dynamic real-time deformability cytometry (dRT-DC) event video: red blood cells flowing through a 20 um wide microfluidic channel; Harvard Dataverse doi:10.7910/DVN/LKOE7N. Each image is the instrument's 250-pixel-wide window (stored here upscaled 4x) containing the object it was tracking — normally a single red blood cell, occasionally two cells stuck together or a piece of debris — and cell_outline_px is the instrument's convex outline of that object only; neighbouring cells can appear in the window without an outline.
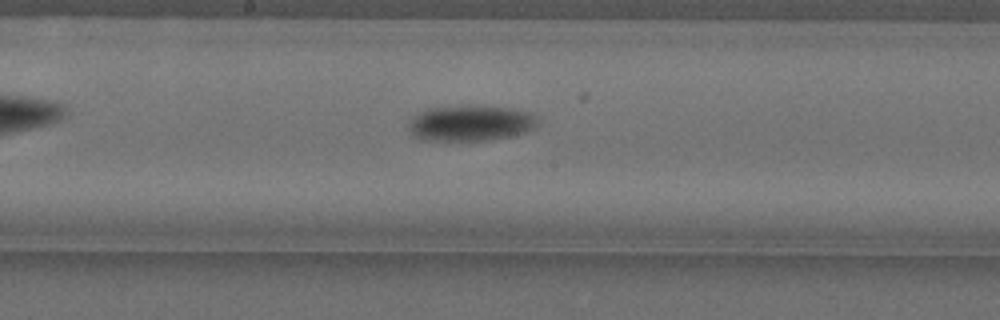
{"species": "Egyptian fruit bat (a non-hibernating species)", "species_latin": "Rousettus aegyptiacus", "temperature_condition": "cold", "stored_images_in_passage": 28, "camera_frame_rate_fps": 3000, "um_per_image_px": 0.085, "animal": {"sex": "female"}, "frame": {"image": 1, "passage_image": 12, "time_ms": 3.667, "image_size_px": [1000, 320], "cell_outline_px": [[540, 120], [536, 128], [524, 132], [492, 140], [420, 140], [412, 136], [408, 132], [408, 124], [412, 116], [416, 112], [428, 108], [464, 104], [468, 104], [512, 108], [532, 112], [540, 116]], "centroid_in_image_um": [39.99, 10.43], "position_along_channel_um": 208.2, "area_um2": 27.92}}
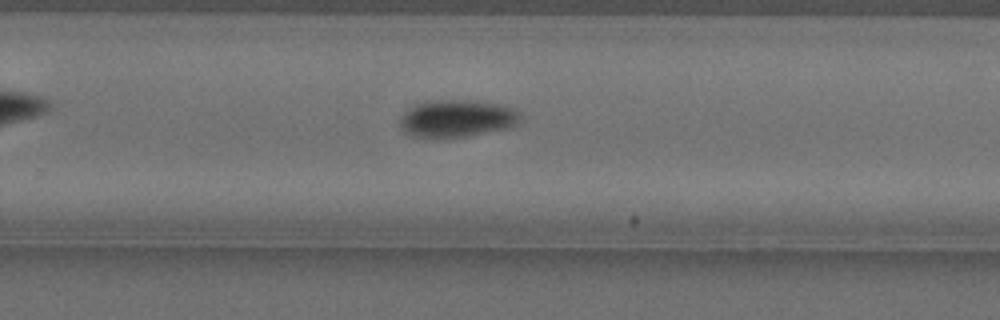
{"frame": {"image": 2, "passage_image": 19, "time_ms": 6.0, "image_size_px": [1000, 320], "cell_outline_px": [[528, 116], [520, 124], [504, 128], [464, 136], [412, 136], [404, 132], [400, 128], [400, 120], [404, 112], [408, 108], [416, 104], [428, 100], [476, 100], [504, 104], [516, 108]], "centroid_in_image_um": [38.95, 10.02], "position_along_channel_um": 290.8, "area_um2": 26.53}}
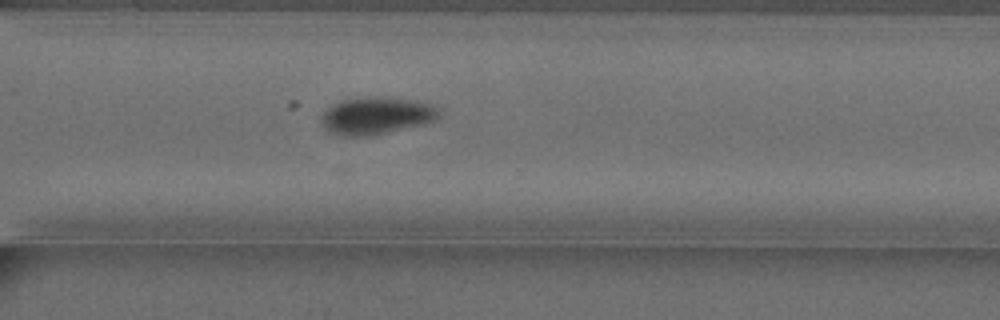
{"frame": {"image": 3, "passage_image": 23, "time_ms": 7.333, "image_size_px": [1000, 320], "cell_outline_px": [[440, 116], [436, 120], [424, 124], [372, 136], [340, 136], [328, 132], [320, 124], [320, 120], [324, 112], [332, 104], [340, 100], [364, 96], [388, 96], [412, 100], [432, 104], [440, 108]], "centroid_in_image_um": [31.98, 9.83], "position_along_channel_um": 338.6, "area_um2": 26.3}}